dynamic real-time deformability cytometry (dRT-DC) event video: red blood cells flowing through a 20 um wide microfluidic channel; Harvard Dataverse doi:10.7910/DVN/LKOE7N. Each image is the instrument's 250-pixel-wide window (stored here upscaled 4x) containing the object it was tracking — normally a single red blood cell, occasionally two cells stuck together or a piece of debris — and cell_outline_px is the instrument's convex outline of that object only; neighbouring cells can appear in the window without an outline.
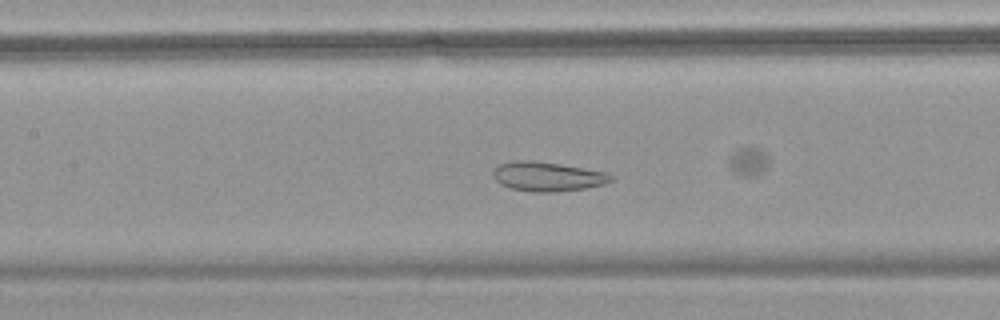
{"species": "common noctule bat (a hibernating species)", "species_latin": "Nyctalus noctula", "temperature_condition": "warm", "stored_images_in_passage": 57, "camera_frame_rate_fps": 3000, "um_per_image_px": 0.085, "animal": {"sex": "female", "body_mass_g": 18.4}, "frame": {"image": 1, "passage_image": 26, "time_ms": 8.333, "image_size_px": [1000, 320], "cell_outline_px": [[616, 176], [612, 180], [604, 184], [584, 188], [556, 192], [532, 192], [512, 188], [500, 184], [492, 176], [492, 172], [500, 164], [516, 160], [532, 160], [560, 164], [604, 172]], "centroid_in_image_um": [46.53, 15.0], "position_along_channel_um": 160.9, "area_um2": 20.06}}
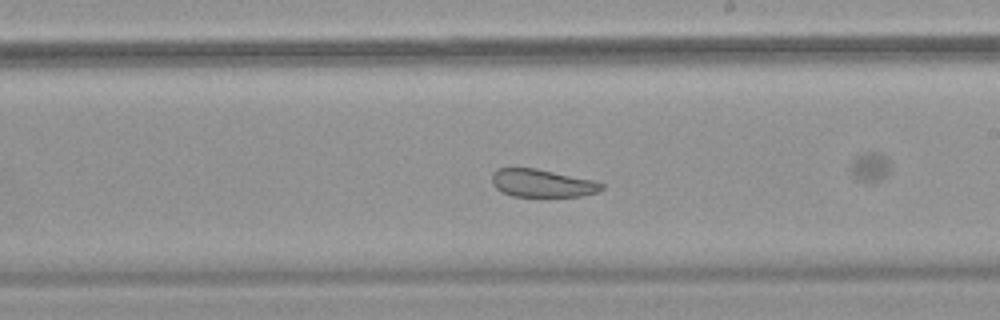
{"frame": {"image": 2, "passage_image": 33, "time_ms": 10.667, "image_size_px": [1000, 320], "cell_outline_px": [[604, 188], [596, 192], [580, 196], [512, 196], [496, 188], [492, 184], [492, 172], [496, 168], [536, 168], [592, 180], [604, 184]], "centroid_in_image_um": [46.05, 15.56], "position_along_channel_um": 243.0, "area_um2": 17.63}}
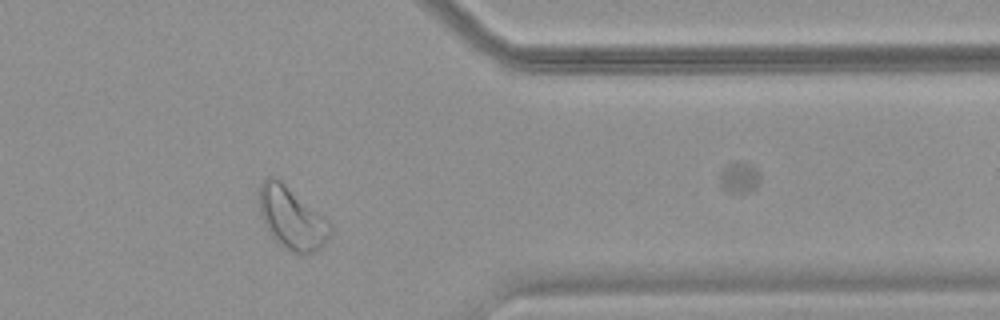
{"frame": {"image": 3, "passage_image": 46, "time_ms": 15.0, "image_size_px": [1000, 320], "cell_outline_px": [[332, 232], [324, 244], [316, 252], [292, 252], [284, 248], [272, 236], [264, 224], [260, 216], [260, 184], [268, 176], [276, 176], [328, 220], [332, 224]], "centroid_in_image_um": [24.81, 18.53], "position_along_channel_um": 386.6, "area_um2": 25.49}, "authors_computed_cell_mechanics": {"area_um2": 27.3394, "velocity_mm_per_s": 3.5335, "shape_relaxation_time_tau1_ms": null, "shape_relaxation_time_tau2_ms": 2.8538, "deformation_change_tau1": null, "deformation_change_tau2": 0.0592}}